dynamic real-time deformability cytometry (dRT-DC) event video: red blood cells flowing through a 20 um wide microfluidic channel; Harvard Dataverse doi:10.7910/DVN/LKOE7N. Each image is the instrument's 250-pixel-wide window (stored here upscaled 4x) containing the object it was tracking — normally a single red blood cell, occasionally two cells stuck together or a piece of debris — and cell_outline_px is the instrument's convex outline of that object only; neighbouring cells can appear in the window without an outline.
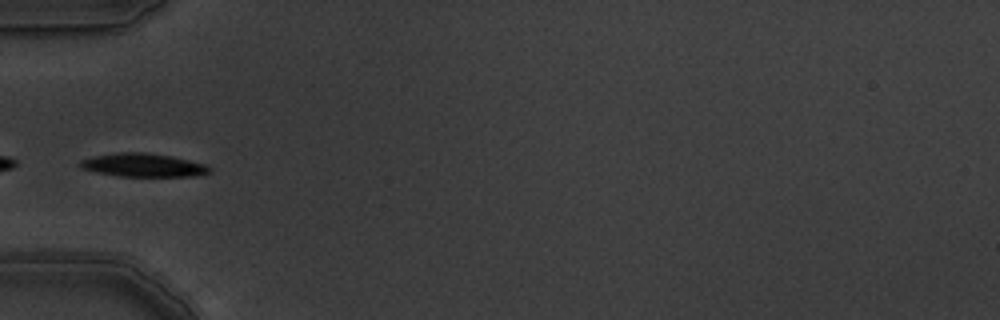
{"species": "common noctule bat (a hibernating species)", "species_latin": "Nyctalus noctula", "temperature_condition": "warm", "stored_images_in_passage": 7, "camera_frame_rate_fps": 3000, "um_per_image_px": 0.085, "animal": {"sex": "male", "body_mass_g": 19.5, "forearm_length_mm": 54.6}, "frame": {"image": 1, "passage_image": 6, "time_ms": 1.667, "image_size_px": [1000, 320], "cell_outline_px": [[212, 172], [196, 176], [120, 176], [100, 172], [84, 168], [80, 164], [80, 160], [96, 156], [120, 152], [144, 152], [172, 156], [204, 164], [212, 168]], "centroid_in_image_um": [12.26, 14.03], "position_along_channel_um": 72.7, "area_um2": 17.28}}
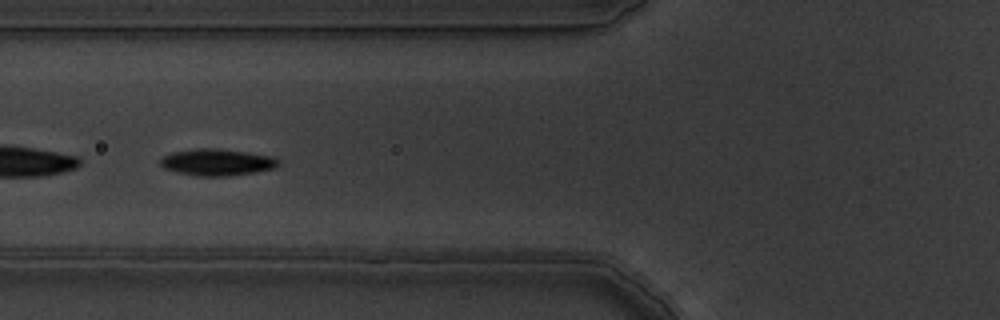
{"frame": {"image": 2, "passage_image": 7, "time_ms": 2.0, "image_size_px": [1000, 320], "cell_outline_px": [[280, 164], [276, 168], [256, 172], [228, 176], [196, 176], [164, 168], [160, 164], [160, 156], [172, 152], [196, 148], [216, 148], [272, 156], [280, 160]], "centroid_in_image_um": [18.45, 13.79], "position_along_channel_um": 107.3, "area_um2": 18.44}}